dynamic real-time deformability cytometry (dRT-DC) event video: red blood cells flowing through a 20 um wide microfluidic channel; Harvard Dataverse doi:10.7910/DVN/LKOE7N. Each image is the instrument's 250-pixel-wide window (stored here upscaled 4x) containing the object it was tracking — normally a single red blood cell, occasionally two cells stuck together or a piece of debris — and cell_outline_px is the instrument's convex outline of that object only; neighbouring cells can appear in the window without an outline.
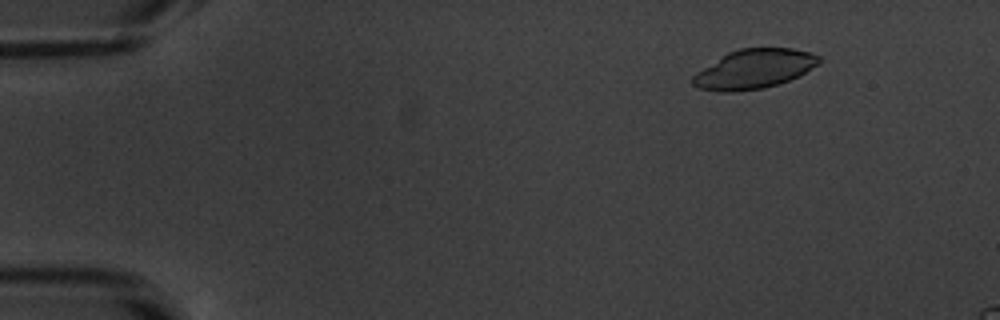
{"species": "common noctule bat (a hibernating species)", "species_latin": "Nyctalus noctula", "temperature_condition": "warm", "stored_images_in_passage": 15, "camera_frame_rate_fps": 3000, "um_per_image_px": 0.085, "animal": {"sex": "male", "body_mass_g": 20.1, "forearm_length_mm": 53.5}, "frame": {"image": 1, "passage_image": 7, "time_ms": 2.0, "image_size_px": [1000, 320], "cell_outline_px": [[820, 64], [800, 76], [764, 88], [732, 92], [720, 92], [700, 88], [692, 84], [692, 76], [696, 72], [720, 56], [728, 52], [740, 48], [792, 48], [812, 52], [820, 56]], "centroid_in_image_um": [64.12, 5.86], "position_along_channel_um": 20.9, "area_um2": 29.13}}